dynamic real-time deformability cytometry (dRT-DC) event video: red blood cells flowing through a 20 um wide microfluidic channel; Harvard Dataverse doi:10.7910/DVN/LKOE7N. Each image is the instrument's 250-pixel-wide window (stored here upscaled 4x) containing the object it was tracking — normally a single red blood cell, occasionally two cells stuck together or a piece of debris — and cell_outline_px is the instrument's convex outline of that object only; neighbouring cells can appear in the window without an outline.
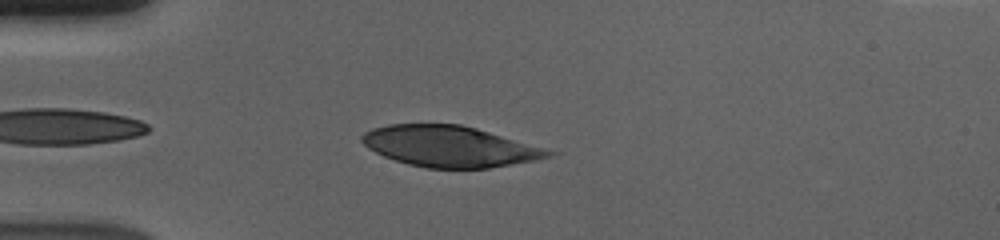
{"species": "human", "species_latin": "Homo sapiens", "temperature_condition": "cold", "stored_images_in_passage": 41, "camera_frame_rate_fps": 3000, "um_per_image_px": 0.085, "donor": {"sex": "male"}, "frame": {"image": 1, "passage_image": 4, "time_ms": 1.0, "image_size_px": [1000, 240], "cell_outline_px": [[564, 152], [536, 160], [488, 168], [428, 168], [408, 164], [384, 156], [368, 148], [360, 140], [360, 136], [364, 132], [372, 128], [388, 124], [460, 124], [476, 128]], "centroid_in_image_um": [38.29, 12.44], "position_along_channel_um": 46.7, "area_um2": 44.85}}
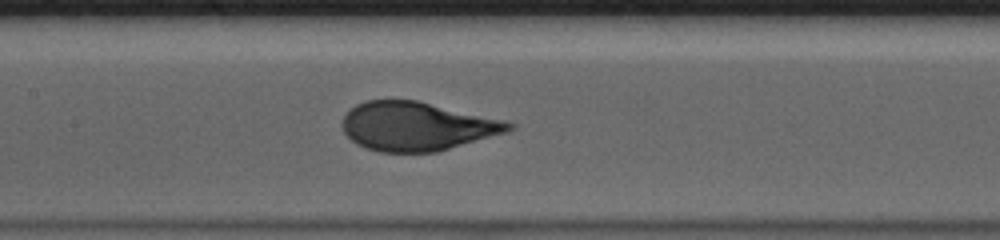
{"frame": {"image": 2, "passage_image": 16, "time_ms": 5.0, "image_size_px": [1000, 240], "cell_outline_px": [[516, 128], [508, 132], [436, 152], [380, 152], [364, 148], [356, 144], [344, 132], [340, 124], [344, 116], [356, 104], [368, 100], [416, 100], [504, 120], [516, 124]], "centroid_in_image_um": [35.43, 10.74], "position_along_channel_um": 172.0, "area_um2": 47.28}}
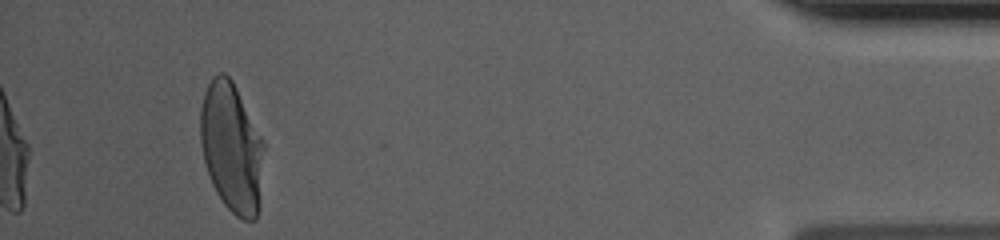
{"frame": {"image": 3, "passage_image": 41, "time_ms": 13.333, "image_size_px": [1000, 240], "cell_outline_px": [[264, 148], [260, 208], [256, 220], [244, 220], [236, 216], [224, 204], [216, 192], [212, 184], [204, 160], [200, 144], [200, 108], [204, 92], [212, 76], [220, 72], [224, 72], [232, 80], [264, 144]], "centroid_in_image_um": [19.68, 12.57], "position_along_channel_um": 415.5, "area_um2": 48.03}, "authors_computed_cell_mechanics": {"area_um2": 47.5694, "velocity_mm_per_s": 3.6612, "shape_relaxation_time_tau1_ms": 3.4855, "shape_relaxation_time_tau2_ms": null, "deformation_change_tau1": 0.1926, "deformation_change_tau2": null}}